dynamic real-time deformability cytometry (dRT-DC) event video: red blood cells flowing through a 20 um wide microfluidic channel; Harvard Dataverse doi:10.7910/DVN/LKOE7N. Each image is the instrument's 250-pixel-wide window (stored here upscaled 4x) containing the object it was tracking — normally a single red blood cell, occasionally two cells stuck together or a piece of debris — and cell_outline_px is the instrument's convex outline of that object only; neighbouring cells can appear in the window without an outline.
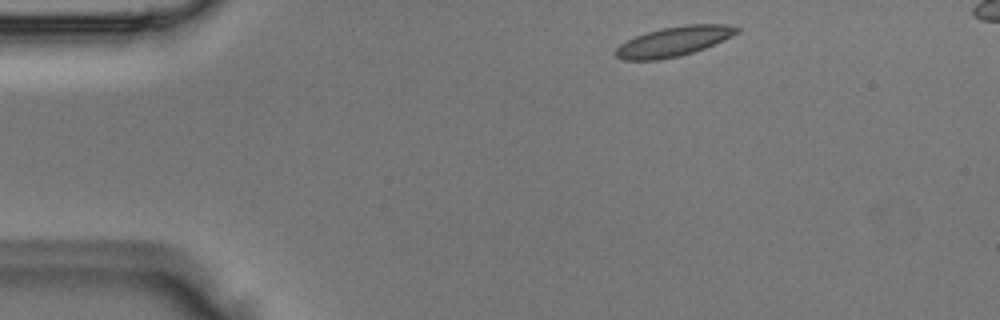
{"species": "Egyptian fruit bat (a non-hibernating species)", "species_latin": "Rousettus aegyptiacus", "temperature_condition": "room temperature", "stored_images_in_passage": 5, "camera_frame_rate_fps": 3000, "um_per_image_px": 0.085, "animal": {"sex": "male"}, "frame": {"image": 1, "passage_image": 1, "time_ms": 0.0, "image_size_px": [1000, 320], "cell_outline_px": [[740, 32], [724, 40], [704, 48], [680, 56], [660, 60], [624, 60], [616, 56], [612, 52], [620, 44], [636, 36], [660, 28], [688, 24], [728, 24], [740, 28]], "centroid_in_image_um": [57.28, 3.52], "position_along_channel_um": 27.7, "area_um2": 21.04}}
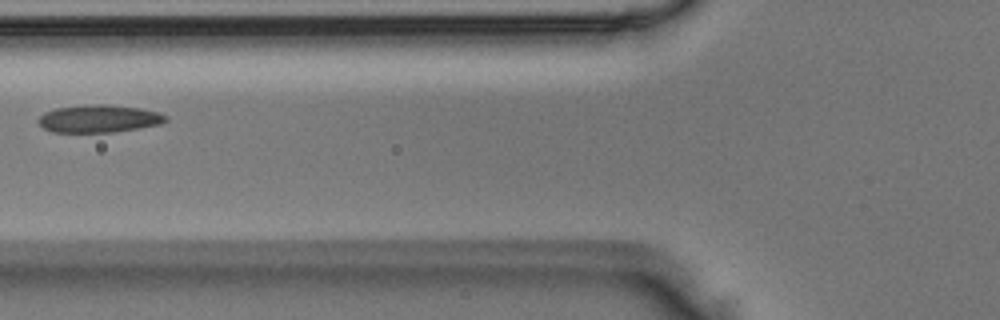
{"frame": {"image": 2, "passage_image": 4, "time_ms": 1.0, "image_size_px": [1000, 320], "cell_outline_px": [[168, 120], [160, 124], [140, 128], [112, 132], [52, 132], [44, 128], [36, 120], [44, 112], [56, 108], [96, 104], [104, 104], [140, 108], [160, 112], [168, 116]], "centroid_in_image_um": [8.43, 10.09], "position_along_channel_um": 117.4, "area_um2": 20.52}}